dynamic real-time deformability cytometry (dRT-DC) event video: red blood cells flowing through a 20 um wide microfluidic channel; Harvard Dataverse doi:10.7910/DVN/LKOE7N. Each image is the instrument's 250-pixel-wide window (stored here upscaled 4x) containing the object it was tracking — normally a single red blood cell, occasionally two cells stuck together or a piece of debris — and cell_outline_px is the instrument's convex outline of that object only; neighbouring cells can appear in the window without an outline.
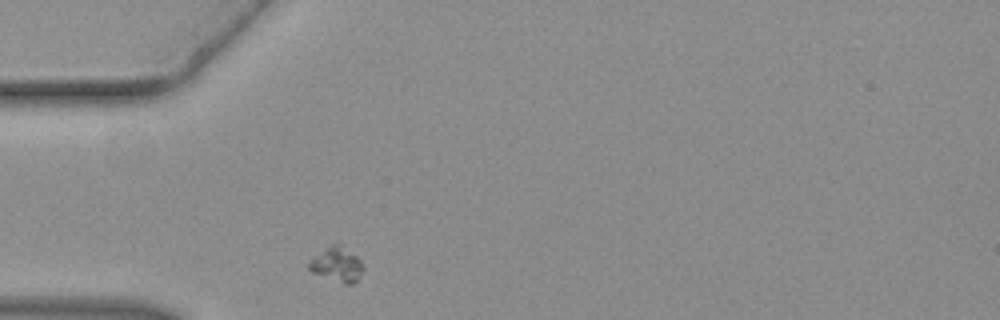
{"species": "common noctule bat (a hibernating species)", "species_latin": "Nyctalus noctula", "temperature_condition": "warm", "stored_images_in_passage": 35, "camera_frame_rate_fps": 3000, "um_per_image_px": 0.085, "animal": {"sex": "female", "body_mass_g": 19.3, "forearm_length_mm": 54.1}, "frame": {"image": 1, "passage_image": 1, "time_ms": 0.0, "image_size_px": [1000, 320], "cell_outline_px": [[364, 268], [356, 280], [352, 284], [344, 284], [312, 272], [308, 268], [308, 264], [328, 244], [336, 244], [356, 256], [360, 260]], "centroid_in_image_um": [28.63, 22.5], "position_along_channel_um": 56.4, "area_um2": 10.46}}
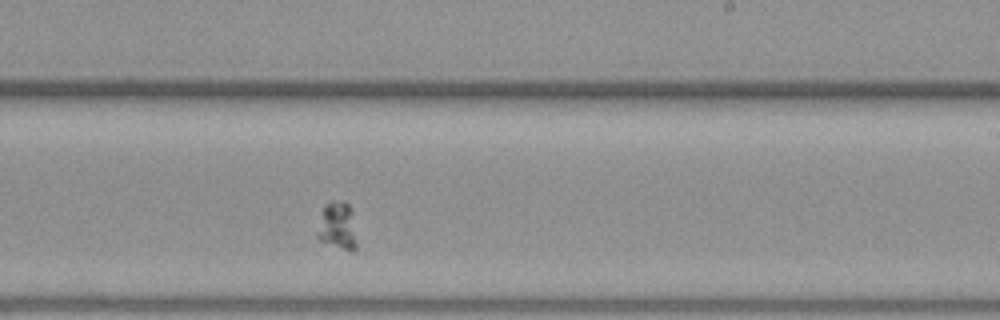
{"frame": {"image": 2, "passage_image": 16, "time_ms": 5.0, "image_size_px": [1000, 320], "cell_outline_px": [[356, 248], [352, 252], [320, 240], [316, 236], [316, 232], [324, 204], [332, 200], [344, 200], [352, 208], [356, 244]], "centroid_in_image_um": [28.68, 19.15], "position_along_channel_um": 260.3, "area_um2": 11.04}}
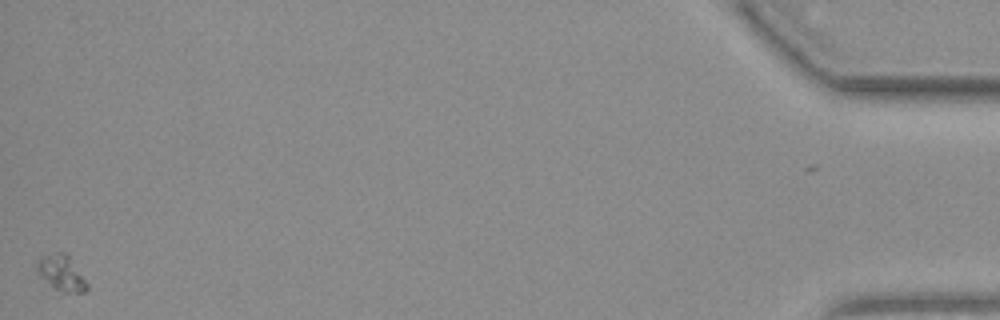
{"frame": {"image": 3, "passage_image": 35, "time_ms": 11.333, "image_size_px": [1000, 320], "cell_outline_px": [[88, 288], [84, 292], [60, 292], [52, 288], [36, 272], [36, 260], [40, 256], [60, 252], [64, 252], [68, 256], [88, 284]], "centroid_in_image_um": [5.16, 23.22], "position_along_channel_um": 430.0, "area_um2": 10.35}}